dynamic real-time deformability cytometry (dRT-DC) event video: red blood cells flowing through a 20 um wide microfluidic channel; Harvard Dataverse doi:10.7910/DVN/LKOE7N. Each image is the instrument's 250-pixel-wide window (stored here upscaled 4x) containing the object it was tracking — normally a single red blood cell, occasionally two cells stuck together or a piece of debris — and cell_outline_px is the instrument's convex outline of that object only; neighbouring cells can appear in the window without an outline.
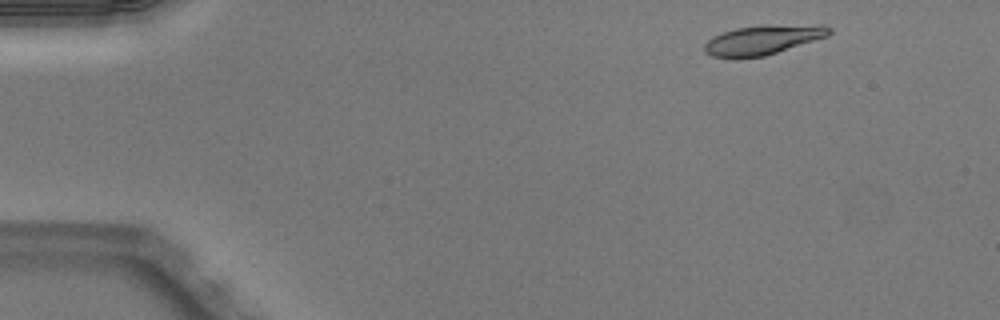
{"species": "Egyptian fruit bat (a non-hibernating species)", "species_latin": "Rousettus aegyptiacus", "temperature_condition": "warm", "stored_images_in_passage": 48, "camera_frame_rate_fps": 3000, "um_per_image_px": 0.085, "animal": {"sex": "male"}, "frame": {"image": 1, "passage_image": 3, "time_ms": 0.667, "image_size_px": [1000, 320], "cell_outline_px": [[832, 32], [828, 36], [764, 56], [712, 56], [704, 52], [704, 44], [712, 36], [736, 28], [768, 24], [824, 24], [832, 28]], "centroid_in_image_um": [64.93, 3.34], "position_along_channel_um": 20.1, "area_um2": 21.33}}
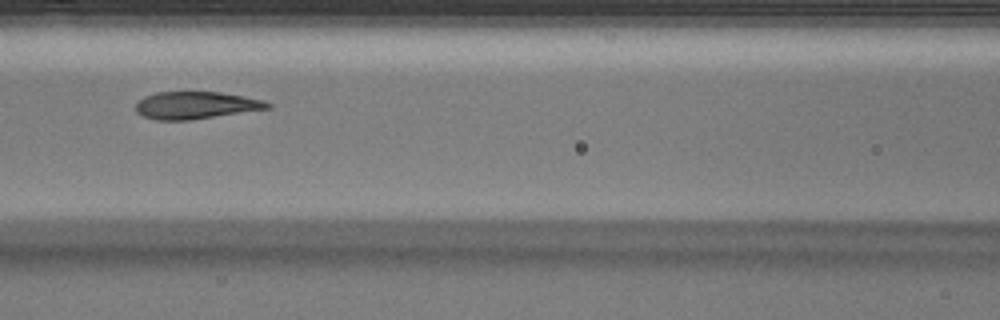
{"frame": {"image": 2, "passage_image": 20, "time_ms": 6.333, "image_size_px": [1000, 320], "cell_outline_px": [[272, 108], [188, 120], [156, 120], [144, 116], [136, 112], [136, 104], [144, 96], [156, 92], [220, 92], [244, 96], [264, 100], [272, 104]], "centroid_in_image_um": [16.66, 8.94], "position_along_channel_um": 149.9, "area_um2": 20.92}}
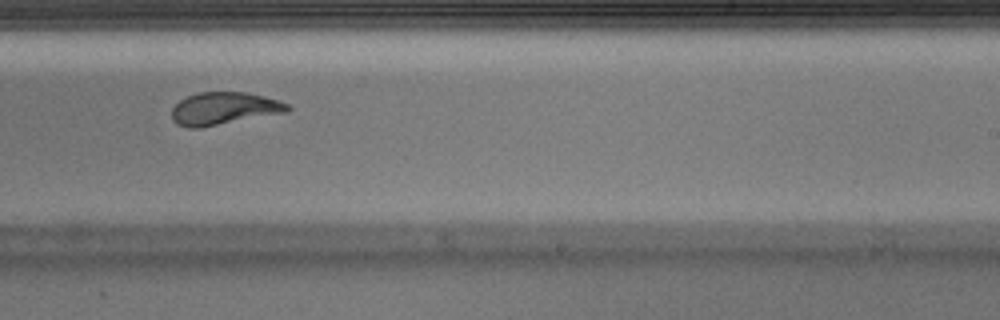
{"frame": {"image": 3, "passage_image": 29, "time_ms": 9.333, "image_size_px": [1000, 320], "cell_outline_px": [[292, 108], [288, 112], [200, 128], [188, 128], [176, 124], [172, 120], [172, 108], [180, 100], [188, 96], [200, 92], [248, 92], [264, 96], [288, 104]], "centroid_in_image_um": [19.04, 9.23], "position_along_channel_um": 270.0, "area_um2": 22.02}, "authors_computed_cell_mechanics": {"area_um2": 22.0796, "velocity_mm_per_s": 4.0185, "shape_relaxation_time_tau1_ms": 7.288, "shape_relaxation_time_tau2_ms": 0.9468, "deformation_change_tau1": 0.2386, "deformation_change_tau2": 0.0608}}